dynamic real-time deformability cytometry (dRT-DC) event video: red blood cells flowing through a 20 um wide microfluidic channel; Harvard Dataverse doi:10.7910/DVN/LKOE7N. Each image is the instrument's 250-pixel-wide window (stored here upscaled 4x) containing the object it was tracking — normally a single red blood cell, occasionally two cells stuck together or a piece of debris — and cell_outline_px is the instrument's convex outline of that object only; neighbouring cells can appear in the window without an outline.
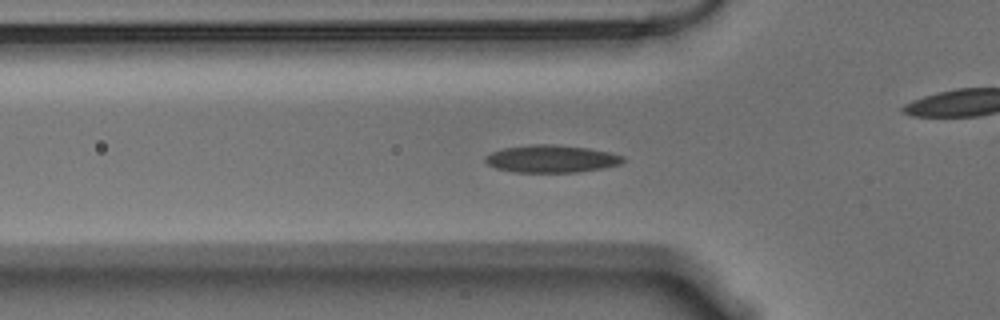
{"species": "Egyptian fruit bat (a non-hibernating species)", "species_latin": "Rousettus aegyptiacus", "temperature_condition": "warm", "stored_images_in_passage": 55, "camera_frame_rate_fps": 3000, "um_per_image_px": 0.085, "animal": {"sex": "male"}, "frame": {"image": 1, "passage_image": 16, "time_ms": 5.0, "image_size_px": [1000, 320], "cell_outline_px": [[624, 160], [620, 164], [600, 168], [576, 172], [516, 172], [496, 168], [488, 164], [484, 160], [484, 156], [492, 152], [504, 148], [532, 144], [552, 144], [588, 148], [608, 152], [624, 156]], "centroid_in_image_um": [46.84, 13.49], "position_along_channel_um": 79.0, "area_um2": 21.85}}
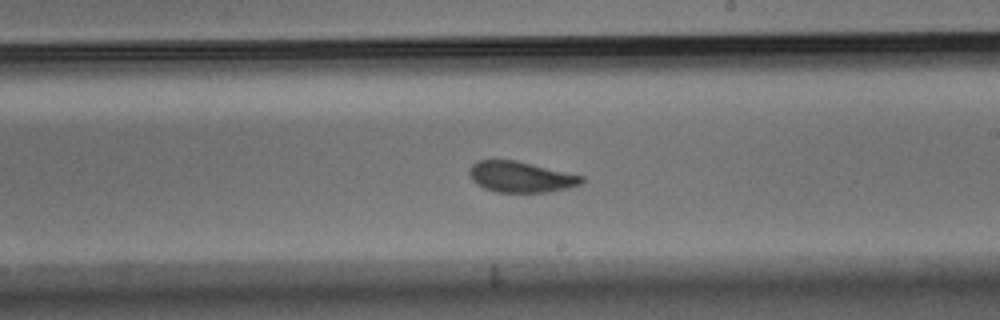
{"frame": {"image": 2, "passage_image": 30, "time_ms": 9.667, "image_size_px": [1000, 320], "cell_outline_px": [[584, 180], [580, 184], [568, 188], [548, 192], [496, 192], [484, 188], [476, 184], [472, 180], [468, 172], [468, 168], [476, 160], [516, 160], [584, 176]], "centroid_in_image_um": [44.23, 15.03], "position_along_channel_um": 244.8, "area_um2": 20.29}}
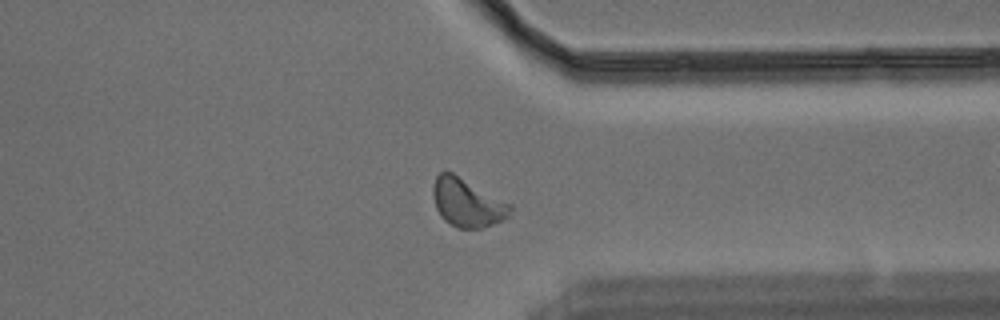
{"frame": {"image": 3, "passage_image": 41, "time_ms": 13.333, "image_size_px": [1000, 320], "cell_outline_px": [[512, 212], [508, 216], [484, 228], [456, 228], [444, 220], [440, 216], [436, 208], [432, 196], [432, 184], [436, 176], [440, 172], [452, 172], [512, 204]], "centroid_in_image_um": [39.69, 17.23], "position_along_channel_um": 371.7, "area_um2": 21.85}, "authors_computed_cell_mechanics": {"area_um2": 20.7502, "velocity_mm_per_s": 3.5311, "shape_relaxation_time_tau1_ms": 4.1298, "shape_relaxation_time_tau2_ms": 1.2536, "deformation_change_tau1": 0.1543, "deformation_change_tau2": 0.0735}}